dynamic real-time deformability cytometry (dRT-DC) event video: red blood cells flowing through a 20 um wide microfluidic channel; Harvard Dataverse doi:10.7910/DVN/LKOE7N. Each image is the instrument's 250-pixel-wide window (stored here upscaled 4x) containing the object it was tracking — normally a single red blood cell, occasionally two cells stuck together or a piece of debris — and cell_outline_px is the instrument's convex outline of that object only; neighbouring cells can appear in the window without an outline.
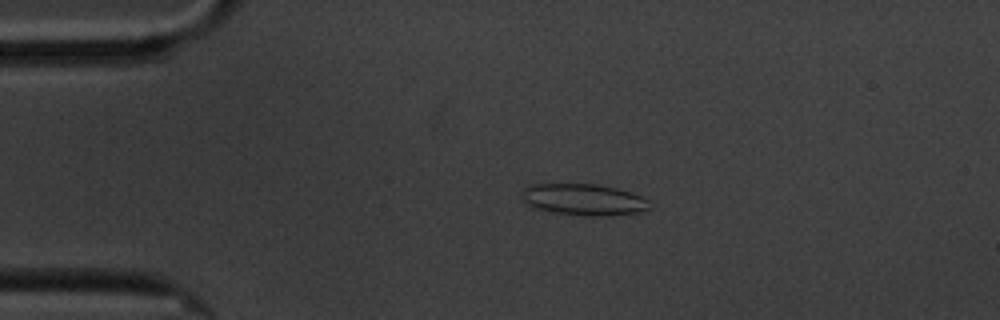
{"species": "common noctule bat (a hibernating species)", "species_latin": "Nyctalus noctula", "temperature_condition": "cold", "stored_images_in_passage": 5, "camera_frame_rate_fps": 3000, "um_per_image_px": 0.085, "animal": {"sex": "male", "body_mass_g": 20.1, "forearm_length_mm": 53.5}, "frame": {"image": 1, "passage_image": 4, "time_ms": 3.333, "image_size_px": [1000, 320], "cell_outline_px": [[652, 208], [640, 212], [608, 216], [584, 216], [528, 208], [520, 192], [528, 184], [596, 184], [616, 188], [640, 196], [648, 200]], "centroid_in_image_um": [49.57, 16.97], "position_along_channel_um": 35.4, "area_um2": 23.7}}